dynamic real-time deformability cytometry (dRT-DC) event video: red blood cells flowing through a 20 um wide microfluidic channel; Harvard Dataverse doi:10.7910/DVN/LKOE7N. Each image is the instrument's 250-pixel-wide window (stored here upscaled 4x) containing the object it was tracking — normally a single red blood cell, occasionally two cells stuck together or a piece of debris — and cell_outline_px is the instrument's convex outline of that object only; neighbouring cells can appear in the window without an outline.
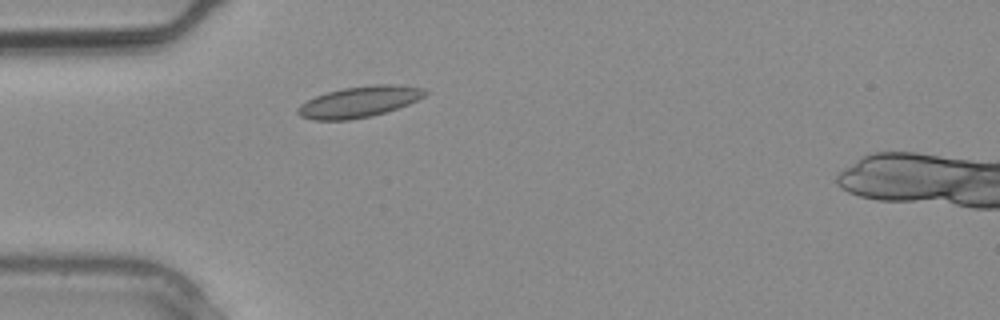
{"species": "common noctule bat (a hibernating species)", "species_latin": "Nyctalus noctula", "temperature_condition": "warm", "stored_images_in_passage": 3, "camera_frame_rate_fps": 3000, "um_per_image_px": 0.085, "animal": {"sex": "male", "body_mass_g": 20.4}, "frame": {"image": 1, "passage_image": 2, "time_ms": 0.333, "image_size_px": [1000, 320], "cell_outline_px": [[428, 92], [424, 96], [408, 104], [372, 116], [348, 120], [312, 120], [300, 116], [296, 112], [296, 108], [300, 104], [316, 96], [328, 92], [344, 88], [372, 84], [396, 84], [424, 88]], "centroid_in_image_um": [30.51, 8.65], "position_along_channel_um": 54.5, "area_um2": 22.95}}